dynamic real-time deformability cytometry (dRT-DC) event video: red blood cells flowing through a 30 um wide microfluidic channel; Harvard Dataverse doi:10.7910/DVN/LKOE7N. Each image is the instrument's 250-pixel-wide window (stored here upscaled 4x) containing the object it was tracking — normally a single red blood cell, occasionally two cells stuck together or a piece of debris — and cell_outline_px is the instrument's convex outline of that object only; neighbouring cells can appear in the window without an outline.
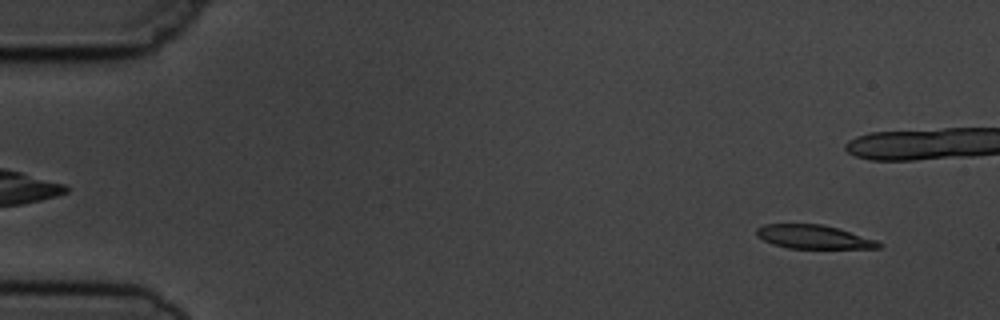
{"species": "common noctule bat (a hibernating species)", "species_latin": "Nyctalus noctula", "temperature_condition": "cold", "stored_images_in_passage": 5, "camera_frame_rate_fps": 3000, "um_per_image_px": 0.085, "animal": {"sex": "male", "body_mass_g": 19.5, "forearm_length_mm": 54.6}, "frame": {"image": 1, "passage_image": 1, "time_ms": 0.0, "image_size_px": [1000, 320], "cell_outline_px": [[884, 244], [880, 248], [788, 248], [772, 244], [756, 236], [756, 228], [764, 224], [824, 224], [876, 240]], "centroid_in_image_um": [69.13, 20.13], "position_along_channel_um": 15.9, "area_um2": 16.82}}